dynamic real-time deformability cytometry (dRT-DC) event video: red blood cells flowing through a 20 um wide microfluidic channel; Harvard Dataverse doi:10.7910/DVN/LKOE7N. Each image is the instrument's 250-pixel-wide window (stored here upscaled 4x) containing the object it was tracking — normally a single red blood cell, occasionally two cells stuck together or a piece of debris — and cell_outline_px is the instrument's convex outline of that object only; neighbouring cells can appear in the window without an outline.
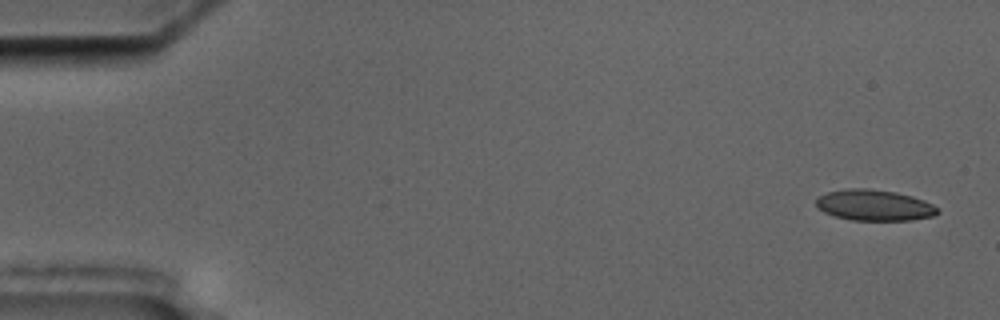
{"species": "common noctule bat (a hibernating species)", "species_latin": "Nyctalus noctula", "temperature_condition": "cold", "stored_images_in_passage": 15, "camera_frame_rate_fps": 3000, "um_per_image_px": 0.085, "animal": {"sex": "male", "body_mass_g": 17.5, "forearm_length_mm": 52.3}, "frame": {"image": 1, "passage_image": 1, "time_ms": 0.0, "image_size_px": [1000, 320], "cell_outline_px": [[940, 212], [932, 216], [912, 220], [852, 220], [836, 216], [824, 212], [816, 208], [816, 196], [828, 192], [848, 188], [868, 188], [896, 192], [912, 196], [924, 200], [940, 208]], "centroid_in_image_um": [74.31, 17.43], "position_along_channel_um": 10.7, "area_um2": 22.08}}
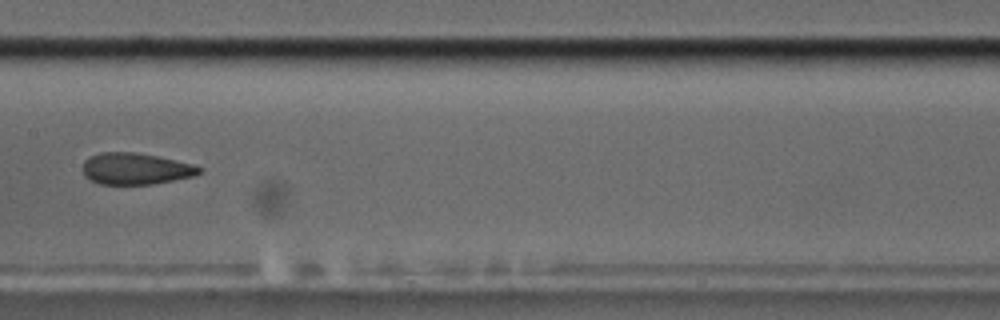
{"frame": {"image": 2, "passage_image": 8, "time_ms": 9.0, "image_size_px": [1000, 320], "cell_outline_px": [[204, 172], [196, 176], [152, 184], [100, 184], [84, 176], [80, 168], [84, 160], [100, 152], [136, 152], [196, 164], [204, 168]], "centroid_in_image_um": [11.57, 14.34], "position_along_channel_um": 195.8, "area_um2": 21.79}}
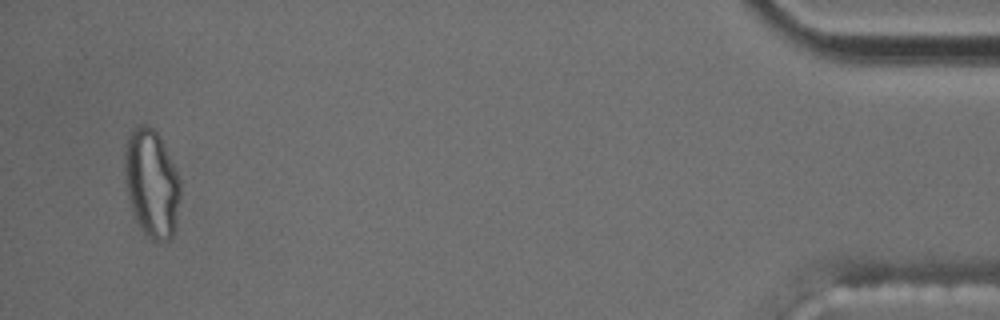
{"frame": {"image": 3, "passage_image": 15, "time_ms": 17.667, "image_size_px": [1000, 320], "cell_outline_px": [[180, 196], [176, 220], [172, 236], [168, 240], [156, 244], [140, 228], [132, 212], [128, 200], [124, 180], [124, 144], [132, 128], [136, 124], [148, 124], [156, 128], [160, 136], [180, 180]], "centroid_in_image_um": [12.85, 15.55], "position_along_channel_um": 422.4, "area_um2": 35.72}, "authors_computed_cell_mechanics": {"area_um2": 22.0218, "velocity_mm_per_s": 3.5193, "shape_relaxation_time_tau1_ms": null, "shape_relaxation_time_tau2_ms": 2.7593, "deformation_change_tau1": null, "deformation_change_tau2": 0.0883}}